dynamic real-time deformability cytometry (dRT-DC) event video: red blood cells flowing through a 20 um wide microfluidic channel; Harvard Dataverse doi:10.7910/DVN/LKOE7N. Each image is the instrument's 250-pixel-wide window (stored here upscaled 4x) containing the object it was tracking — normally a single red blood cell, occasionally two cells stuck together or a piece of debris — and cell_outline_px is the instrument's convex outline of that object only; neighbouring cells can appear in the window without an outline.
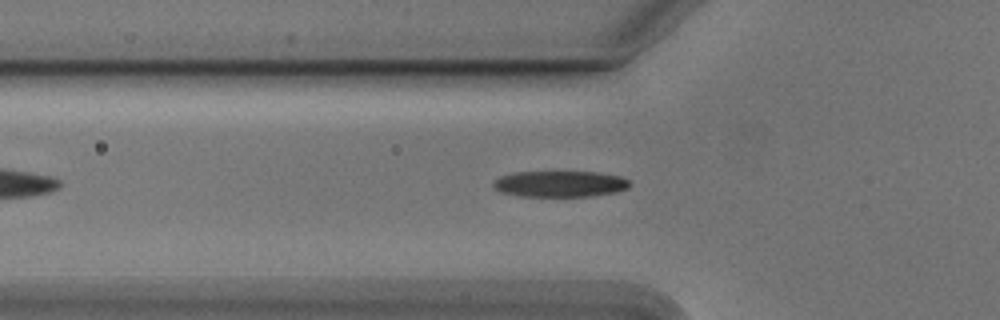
{"species": "Egyptian fruit bat (a non-hibernating species)", "species_latin": "Rousettus aegyptiacus", "temperature_condition": "cold", "stored_images_in_passage": 29, "camera_frame_rate_fps": 3000, "um_per_image_px": 0.085, "animal": {"sex": "male"}, "frame": {"image": 1, "passage_image": 8, "time_ms": 2.333, "image_size_px": [1000, 320], "cell_outline_px": [[632, 184], [628, 188], [616, 192], [592, 196], [520, 196], [500, 192], [492, 188], [492, 184], [500, 176], [512, 172], [596, 172], [620, 176], [628, 180]], "centroid_in_image_um": [47.58, 15.63], "position_along_channel_um": 78.2, "area_um2": 20.87}}
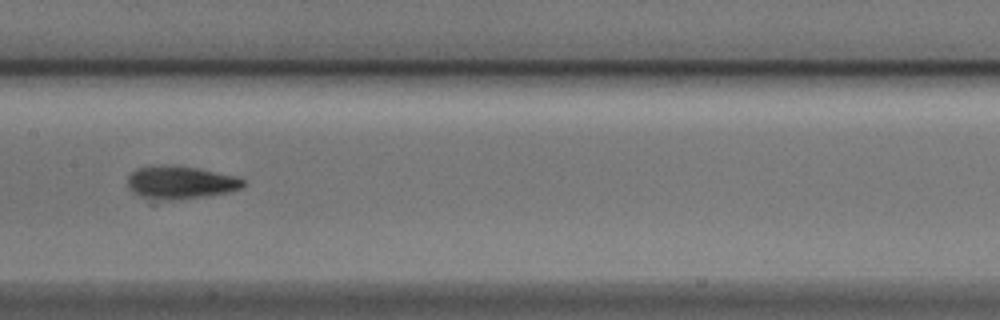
{"frame": {"image": 2, "passage_image": 17, "time_ms": 5.333, "image_size_px": [1000, 320], "cell_outline_px": [[244, 184], [240, 188], [228, 192], [204, 196], [172, 200], [164, 200], [140, 196], [132, 192], [128, 188], [128, 176], [136, 168], [196, 168], [236, 176], [244, 180]], "centroid_in_image_um": [15.35, 15.55], "position_along_channel_um": 192.1, "area_um2": 21.1}}
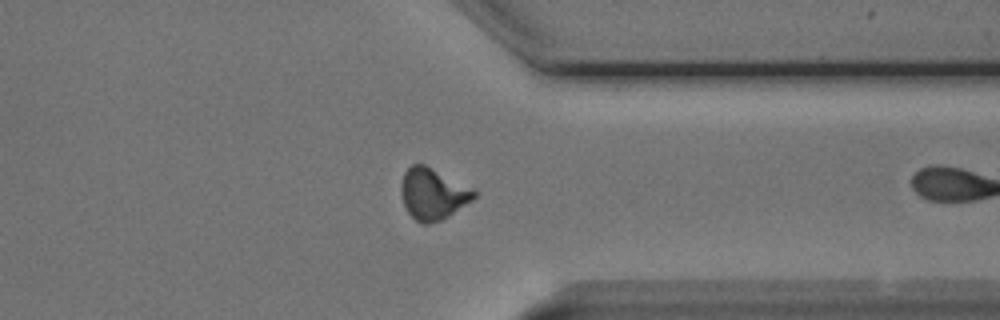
{"frame": {"image": 3, "passage_image": 28, "time_ms": 9.0, "image_size_px": [1000, 320], "cell_outline_px": [[476, 196], [472, 200], [448, 216], [440, 220], [428, 224], [420, 224], [408, 212], [404, 204], [400, 188], [404, 172], [412, 164], [424, 164], [476, 188]], "centroid_in_image_um": [36.81, 16.46], "position_along_channel_um": 374.6, "area_um2": 21.91}}